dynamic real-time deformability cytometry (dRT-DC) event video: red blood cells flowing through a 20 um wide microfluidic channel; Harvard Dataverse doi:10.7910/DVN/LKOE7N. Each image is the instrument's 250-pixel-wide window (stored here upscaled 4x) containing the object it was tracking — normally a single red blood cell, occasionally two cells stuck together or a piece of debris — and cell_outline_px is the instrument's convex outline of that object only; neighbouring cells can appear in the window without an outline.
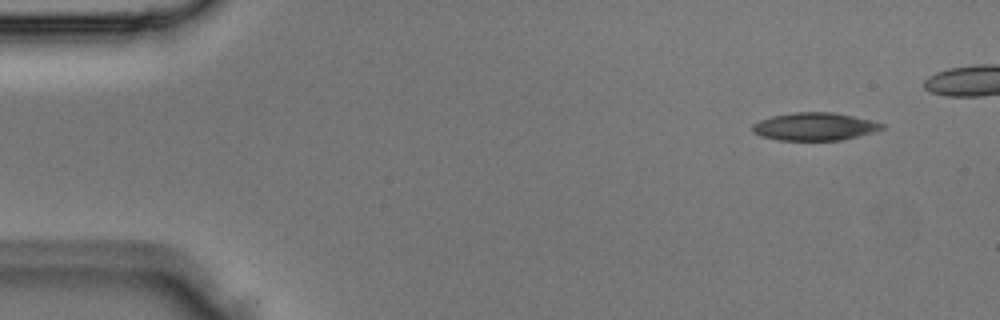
{"species": "Egyptian fruit bat (a non-hibernating species)", "species_latin": "Rousettus aegyptiacus", "temperature_condition": "room temperature", "stored_images_in_passage": 4, "camera_frame_rate_fps": 3000, "um_per_image_px": 0.085, "animal": {"sex": "male"}, "frame": {"image": 1, "passage_image": 1, "time_ms": 0.0, "image_size_px": [1000, 320], "cell_outline_px": [[884, 128], [876, 132], [844, 140], [780, 140], [760, 136], [752, 132], [752, 124], [760, 120], [772, 116], [792, 112], [832, 112], [872, 120], [884, 124]], "centroid_in_image_um": [69.26, 10.76], "position_along_channel_um": 15.7, "area_um2": 21.15}}